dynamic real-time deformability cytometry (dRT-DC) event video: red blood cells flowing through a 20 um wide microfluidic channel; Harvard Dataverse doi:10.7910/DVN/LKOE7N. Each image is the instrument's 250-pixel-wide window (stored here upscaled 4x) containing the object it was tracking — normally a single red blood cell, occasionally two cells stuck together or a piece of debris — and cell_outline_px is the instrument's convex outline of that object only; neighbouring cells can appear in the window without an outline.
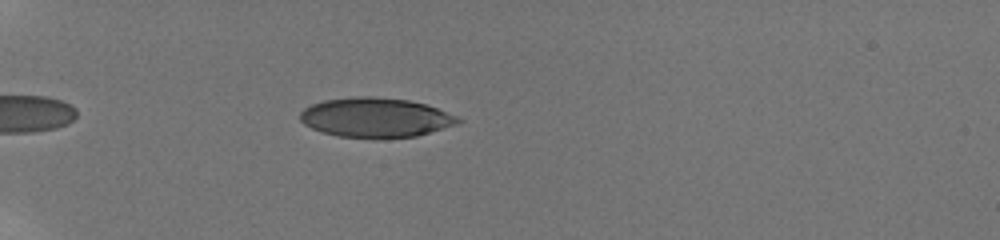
{"species": "human", "species_latin": "Homo sapiens", "temperature_condition": "room temperature", "stored_images_in_passage": 58, "camera_frame_rate_fps": 3000, "um_per_image_px": 0.085, "donor": {"sex": "male"}, "frame": {"image": 1, "passage_image": 9, "time_ms": 2.333, "image_size_px": [1000, 240], "cell_outline_px": [[464, 120], [460, 124], [416, 136], [340, 136], [320, 132], [304, 124], [300, 120], [300, 112], [304, 108], [312, 104], [324, 100], [356, 96], [372, 96], [408, 100], [424, 104], [460, 116]], "centroid_in_image_um": [31.95, 9.96], "position_along_channel_um": 53.0, "area_um2": 36.01}}
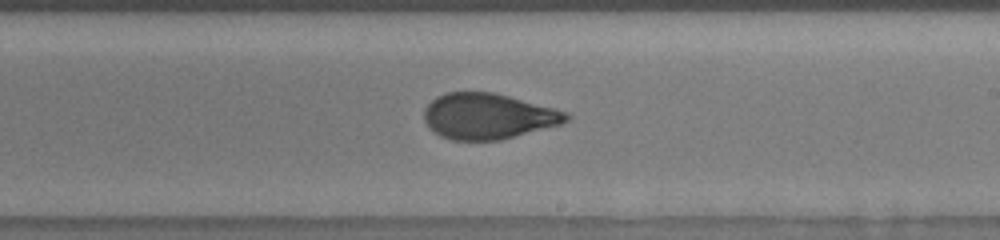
{"frame": {"image": 2, "passage_image": 34, "time_ms": 8.333, "image_size_px": [1000, 240], "cell_outline_px": [[572, 116], [568, 120], [560, 124], [500, 140], [452, 140], [440, 136], [428, 128], [424, 120], [424, 108], [436, 96], [444, 92], [496, 92], [556, 108], [568, 112]], "centroid_in_image_um": [41.48, 9.86], "position_along_channel_um": 247.5, "area_um2": 38.21}}
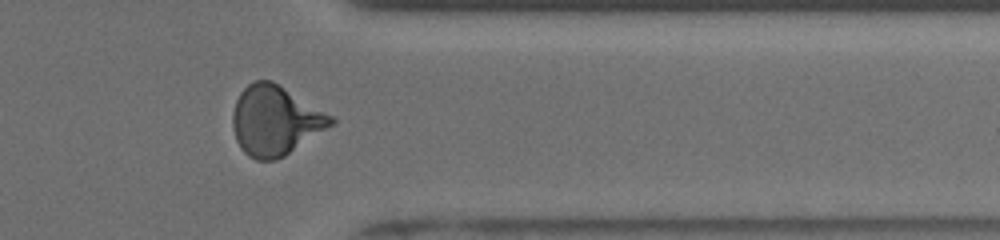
{"frame": {"image": 3, "passage_image": 51, "time_ms": 12.0, "image_size_px": [1000, 240], "cell_outline_px": [[336, 120], [332, 124], [284, 156], [276, 160], [256, 160], [248, 156], [240, 148], [236, 140], [232, 128], [232, 112], [236, 100], [240, 92], [252, 80], [272, 80], [332, 116]], "centroid_in_image_um": [23.33, 10.24], "position_along_channel_um": 388.1, "area_um2": 39.54}, "authors_computed_cell_mechanics": {"area_um2": 38.1769, "velocity_mm_per_s": 3.8823, "shape_relaxation_time_tau1_ms": 4.178, "shape_relaxation_time_tau2_ms": 0.8897, "deformation_change_tau1": 0.195, "deformation_change_tau2": 0.0677}}